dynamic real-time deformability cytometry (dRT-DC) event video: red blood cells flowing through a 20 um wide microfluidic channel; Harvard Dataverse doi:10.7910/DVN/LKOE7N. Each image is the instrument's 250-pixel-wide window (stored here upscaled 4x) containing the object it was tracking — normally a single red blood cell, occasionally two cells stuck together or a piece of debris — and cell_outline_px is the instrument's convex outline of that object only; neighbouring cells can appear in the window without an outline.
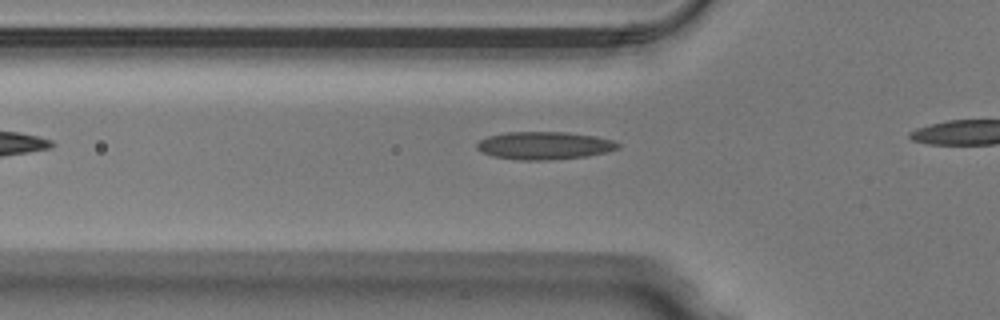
{"species": "Egyptian fruit bat (a non-hibernating species)", "species_latin": "Rousettus aegyptiacus", "temperature_condition": "warm", "stored_images_in_passage": 26, "camera_frame_rate_fps": 3000, "um_per_image_px": 0.085, "animal": {"sex": "male"}, "frame": {"image": 1, "passage_image": 2, "time_ms": 0.333, "image_size_px": [1000, 320], "cell_outline_px": [[620, 148], [608, 152], [584, 156], [548, 160], [520, 160], [492, 156], [480, 152], [476, 148], [476, 144], [480, 140], [488, 136], [508, 132], [564, 132], [596, 136], [612, 140], [620, 144]], "centroid_in_image_um": [46.25, 12.37], "position_along_channel_um": 79.5, "area_um2": 22.83}}
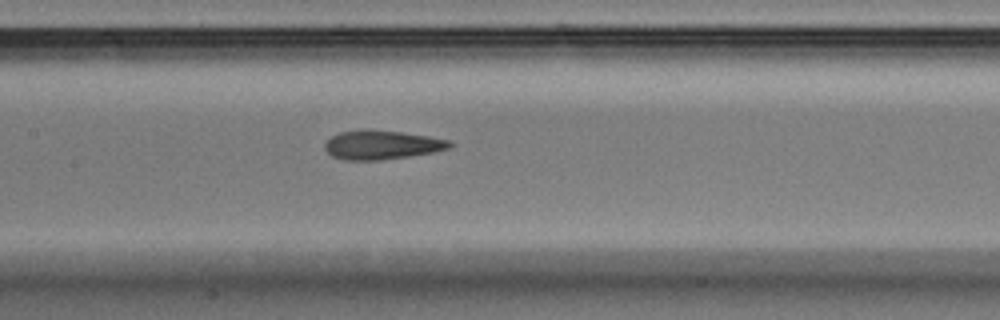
{"frame": {"image": 2, "passage_image": 9, "time_ms": 2.667, "image_size_px": [1000, 320], "cell_outline_px": [[452, 148], [432, 152], [408, 156], [380, 160], [344, 160], [332, 156], [324, 148], [324, 144], [332, 136], [340, 132], [364, 128], [368, 128], [400, 132], [428, 136], [448, 140], [452, 144]], "centroid_in_image_um": [32.42, 12.3], "position_along_channel_um": 175.0, "area_um2": 21.15}}
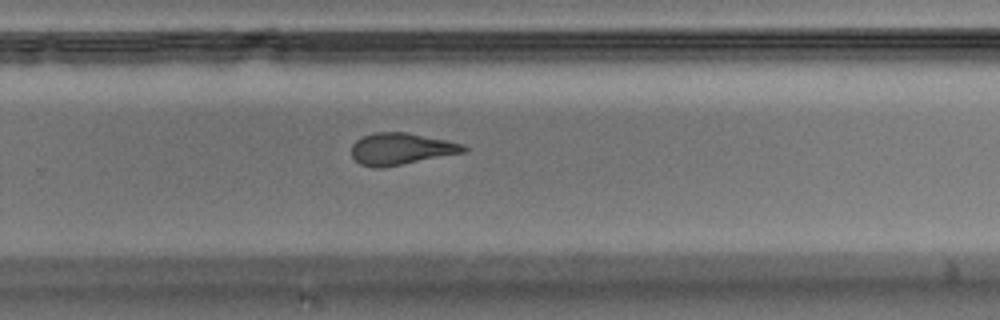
{"frame": {"image": 3, "passage_image": 18, "time_ms": 5.667, "image_size_px": [1000, 320], "cell_outline_px": [[468, 152], [384, 168], [376, 168], [360, 164], [352, 156], [352, 144], [356, 140], [364, 136], [376, 132], [408, 132], [448, 140], [464, 144], [468, 148]], "centroid_in_image_um": [34.15, 12.66], "position_along_channel_um": 295.7, "area_um2": 21.1}}